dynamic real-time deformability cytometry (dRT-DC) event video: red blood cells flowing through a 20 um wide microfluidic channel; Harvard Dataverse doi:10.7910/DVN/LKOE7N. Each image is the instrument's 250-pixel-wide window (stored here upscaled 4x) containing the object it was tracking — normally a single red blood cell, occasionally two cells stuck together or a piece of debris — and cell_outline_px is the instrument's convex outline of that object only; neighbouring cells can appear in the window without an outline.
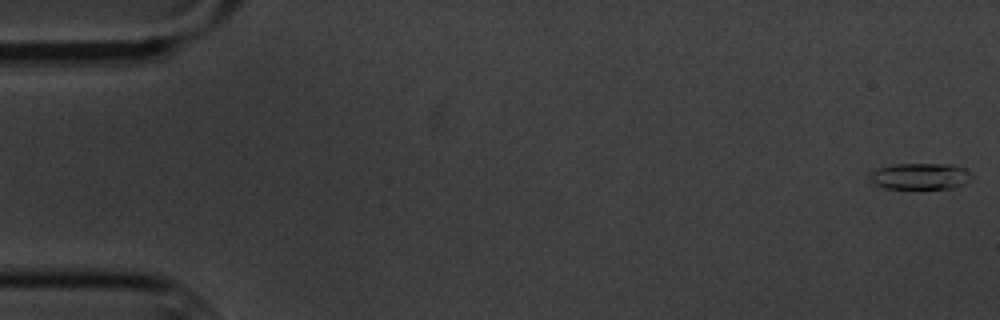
{"species": "common noctule bat (a hibernating species)", "species_latin": "Nyctalus noctula", "temperature_condition": "cold", "stored_images_in_passage": 6, "camera_frame_rate_fps": 3000, "um_per_image_px": 0.085, "animal": {"sex": "male", "body_mass_g": 20.1, "forearm_length_mm": 53.5}, "frame": {"image": 1, "passage_image": 1, "time_ms": 0.0, "image_size_px": [1000, 320], "cell_outline_px": [[972, 180], [964, 184], [952, 188], [884, 188], [876, 184], [872, 180], [868, 172], [876, 168], [892, 164], [952, 164], [964, 168], [972, 172]], "centroid_in_image_um": [78.25, 14.96], "position_along_channel_um": 6.8, "area_um2": 15.78}}
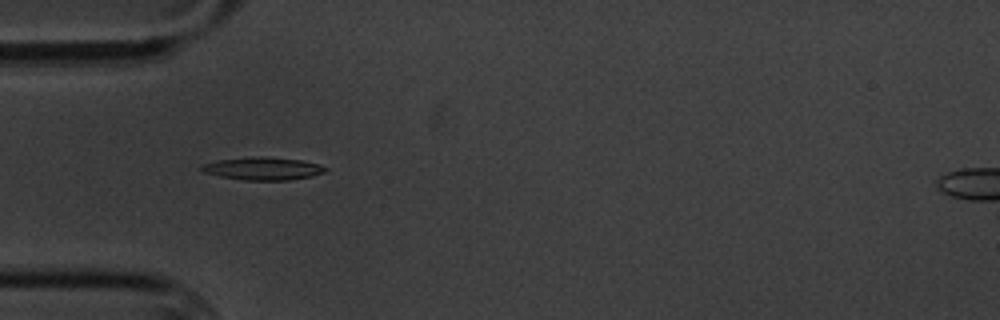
{"frame": {"image": 2, "passage_image": 5, "time_ms": 5.667, "image_size_px": [1000, 320], "cell_outline_px": [[328, 168], [324, 172], [312, 176], [288, 180], [244, 180], [220, 176], [204, 172], [200, 168], [200, 164], [216, 160], [256, 156], [264, 156], [300, 160], [320, 164]], "centroid_in_image_um": [22.33, 14.32], "position_along_channel_um": 62.7, "area_um2": 16.47}}
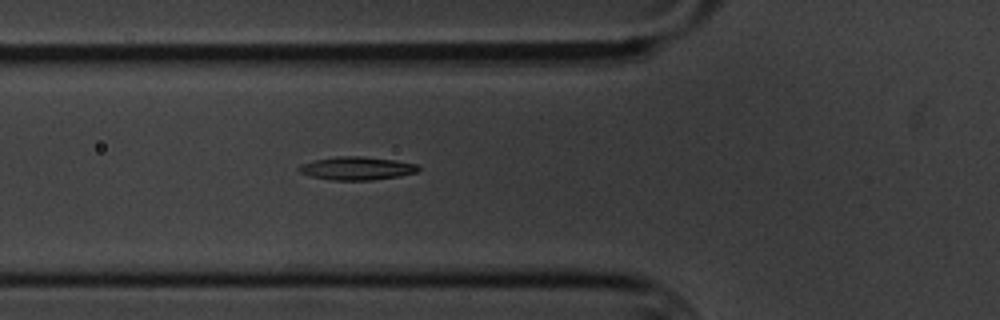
{"frame": {"image": 3, "passage_image": 6, "time_ms": 6.667, "image_size_px": [1000, 320], "cell_outline_px": [[420, 168], [416, 172], [400, 176], [372, 180], [332, 180], [312, 176], [300, 172], [296, 168], [300, 164], [312, 160], [336, 156], [364, 156], [396, 160], [416, 164]], "centroid_in_image_um": [30.3, 14.29], "position_along_channel_um": 95.5, "area_um2": 16.24}}